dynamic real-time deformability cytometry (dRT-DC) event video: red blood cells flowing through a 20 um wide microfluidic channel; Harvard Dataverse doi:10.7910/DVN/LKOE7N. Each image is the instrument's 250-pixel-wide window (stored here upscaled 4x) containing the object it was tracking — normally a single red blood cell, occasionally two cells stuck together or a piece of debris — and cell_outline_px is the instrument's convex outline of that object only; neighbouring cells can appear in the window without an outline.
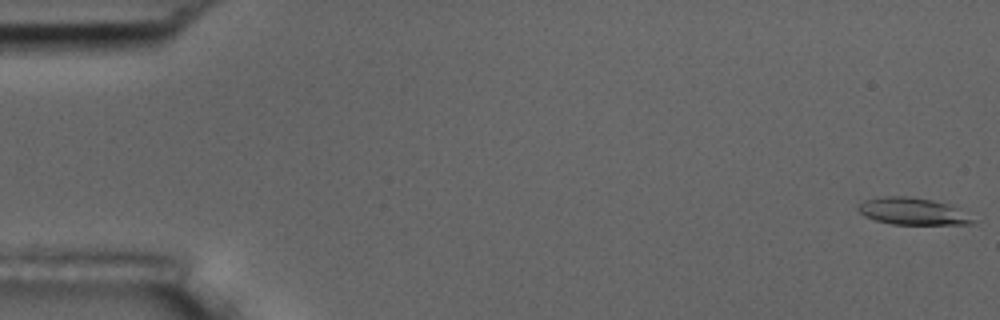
{"species": "common noctule bat (a hibernating species)", "species_latin": "Nyctalus noctula", "temperature_condition": "room temperature", "stored_images_in_passage": 54, "camera_frame_rate_fps": 3000, "um_per_image_px": 0.085, "animal": {"sex": "male", "body_mass_g": 17.5, "forearm_length_mm": 52.3}, "frame": {"image": 1, "passage_image": 1, "time_ms": 0.0, "image_size_px": [1000, 320], "cell_outline_px": [[976, 220], [972, 224], [892, 224], [876, 220], [864, 216], [856, 208], [864, 200], [884, 196], [908, 196], [932, 200], [948, 204]], "centroid_in_image_um": [77.53, 17.96], "position_along_channel_um": 7.5, "area_um2": 17.74}}
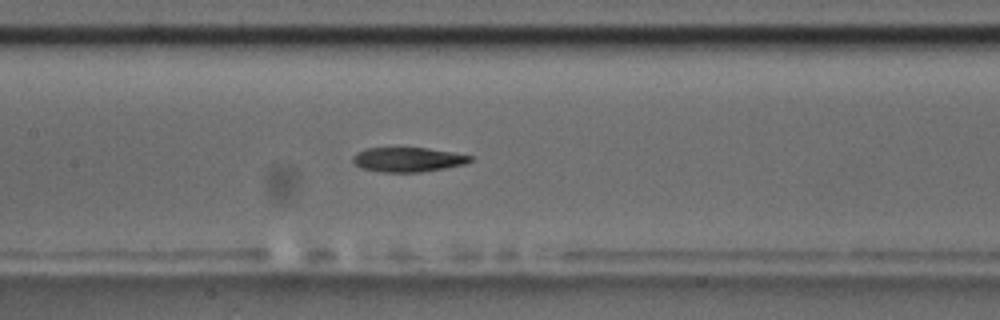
{"frame": {"image": 2, "passage_image": 26, "time_ms": 8.333, "image_size_px": [1000, 320], "cell_outline_px": [[472, 160], [464, 164], [444, 168], [420, 172], [384, 172], [360, 168], [352, 160], [352, 156], [356, 152], [368, 148], [428, 148], [452, 152], [472, 156]], "centroid_in_image_um": [34.65, 13.56], "position_along_channel_um": 172.8, "area_um2": 16.65}}
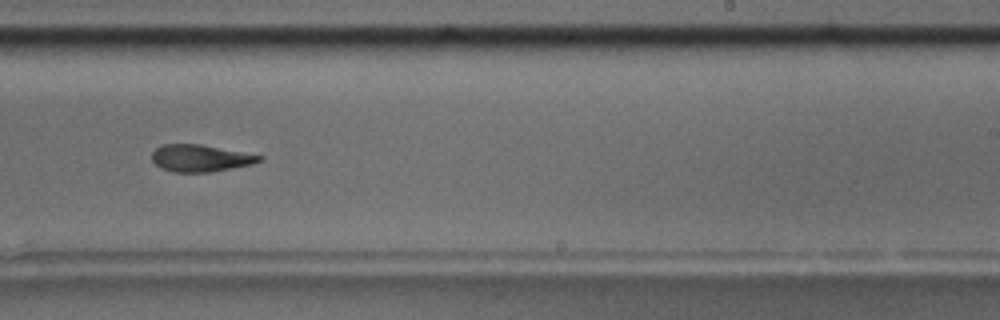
{"frame": {"image": 3, "passage_image": 34, "time_ms": 11.0, "image_size_px": [1000, 320], "cell_outline_px": [[264, 160], [252, 164], [212, 172], [172, 172], [160, 168], [152, 160], [152, 152], [160, 144], [200, 144], [264, 156]], "centroid_in_image_um": [17.02, 13.44], "position_along_channel_um": 272.0, "area_um2": 16.99}, "authors_computed_cell_mechanics": {"area_um2": 17.5712, "velocity_mm_per_s": 3.7459, "shape_relaxation_time_tau1_ms": 5.3951, "shape_relaxation_time_tau2_ms": 6.049, "deformation_change_tau1": 0.2193, "deformation_change_tau2": 0.1251}}